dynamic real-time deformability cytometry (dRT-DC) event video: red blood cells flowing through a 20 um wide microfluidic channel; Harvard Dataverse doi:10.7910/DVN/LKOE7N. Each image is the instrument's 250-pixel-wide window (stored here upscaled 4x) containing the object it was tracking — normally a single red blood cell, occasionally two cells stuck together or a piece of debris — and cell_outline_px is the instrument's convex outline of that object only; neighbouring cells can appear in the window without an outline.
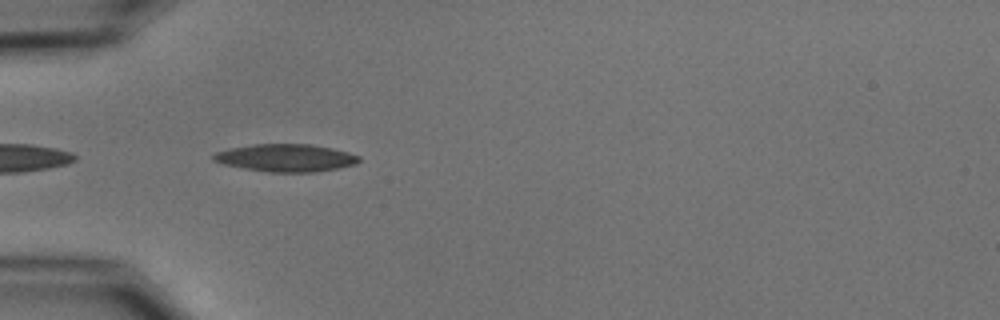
{"species": "common noctule bat (a hibernating species)", "species_latin": "Nyctalus noctula", "temperature_condition": "cold", "stored_images_in_passage": 9, "camera_frame_rate_fps": 3000, "um_per_image_px": 0.085, "animal": {"sex": "male", "body_mass_g": 15.6}, "frame": {"image": 1, "passage_image": 2, "time_ms": 0.333, "image_size_px": [1000, 320], "cell_outline_px": [[360, 160], [356, 164], [316, 172], [268, 172], [244, 168], [224, 164], [212, 160], [212, 156], [216, 152], [228, 148], [252, 144], [312, 144], [332, 148], [348, 152], [360, 156]], "centroid_in_image_um": [24.29, 13.41], "position_along_channel_um": 60.7, "area_um2": 23.41}}